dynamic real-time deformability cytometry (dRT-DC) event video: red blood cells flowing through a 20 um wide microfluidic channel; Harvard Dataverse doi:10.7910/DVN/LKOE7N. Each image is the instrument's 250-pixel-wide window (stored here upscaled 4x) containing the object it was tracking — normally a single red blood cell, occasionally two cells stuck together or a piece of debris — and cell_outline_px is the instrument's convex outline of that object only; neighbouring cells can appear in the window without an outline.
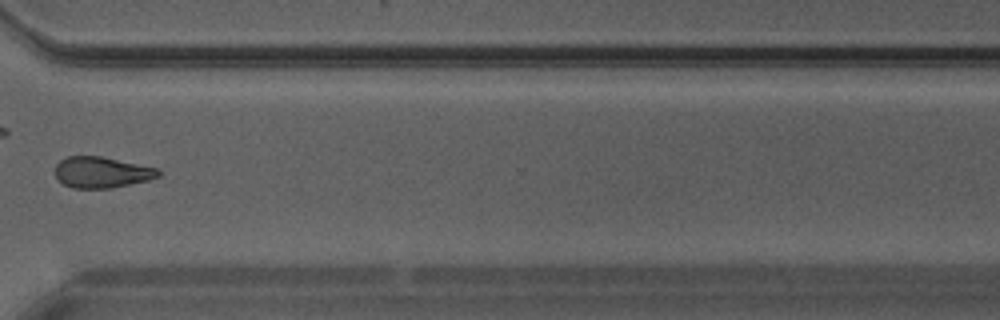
{"species": "Egyptian fruit bat (a non-hibernating species)", "species_latin": "Rousettus aegyptiacus", "temperature_condition": "warm", "stored_images_in_passage": 28, "camera_frame_rate_fps": 3000, "um_per_image_px": 0.085, "animal": {"sex": "male"}, "frame": {"image": 1, "passage_image": 20, "time_ms": 6.333, "image_size_px": [1000, 320], "cell_outline_px": [[160, 176], [148, 180], [108, 188], [72, 188], [64, 184], [56, 176], [56, 164], [60, 160], [68, 156], [100, 156], [160, 168]], "centroid_in_image_um": [8.66, 14.63], "position_along_channel_um": 361.9, "area_um2": 18.55}}